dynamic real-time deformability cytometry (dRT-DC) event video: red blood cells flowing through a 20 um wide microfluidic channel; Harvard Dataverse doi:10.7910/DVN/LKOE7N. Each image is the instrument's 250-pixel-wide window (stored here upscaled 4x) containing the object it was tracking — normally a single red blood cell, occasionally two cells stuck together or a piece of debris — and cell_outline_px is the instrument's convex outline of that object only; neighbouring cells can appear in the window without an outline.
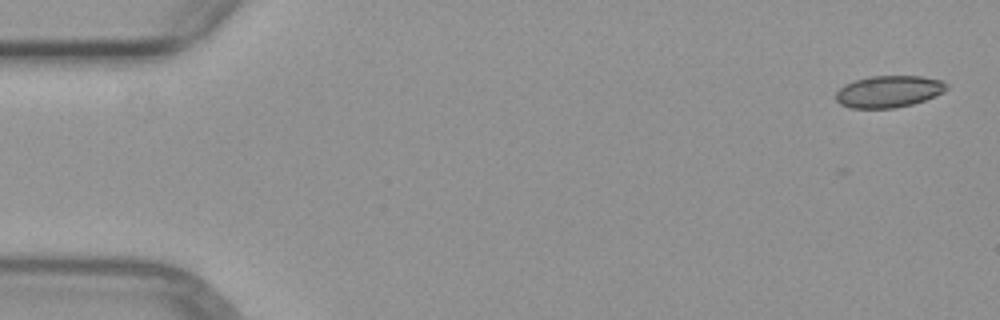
{"species": "common noctule bat (a hibernating species)", "species_latin": "Nyctalus noctula", "temperature_condition": "warm", "stored_images_in_passage": 6, "camera_frame_rate_fps": 3000, "um_per_image_px": 0.085, "animal": {"sex": "female", "body_mass_g": 29.2, "forearm_length_mm": 56.3}, "frame": {"image": 1, "passage_image": 1, "time_ms": 0.0, "image_size_px": [1000, 320], "cell_outline_px": [[948, 88], [944, 92], [936, 96], [912, 104], [896, 108], [852, 108], [840, 104], [836, 100], [836, 92], [844, 84], [868, 76], [920, 76], [944, 80], [948, 84]], "centroid_in_image_um": [75.57, 7.77], "position_along_channel_um": 9.4, "area_um2": 20.69}}
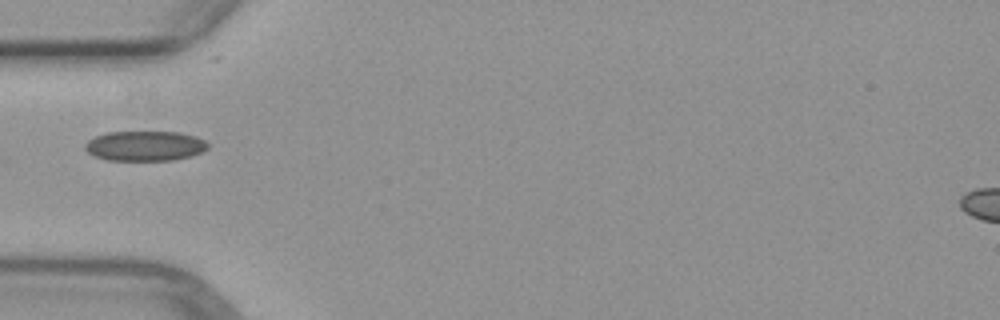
{"frame": {"image": 2, "passage_image": 5, "time_ms": 5.0, "image_size_px": [1000, 320], "cell_outline_px": [[208, 148], [200, 152], [188, 156], [172, 160], [108, 160], [92, 156], [84, 148], [84, 144], [88, 140], [96, 136], [108, 132], [180, 132], [196, 136], [204, 140], [208, 144]], "centroid_in_image_um": [12.29, 12.4], "position_along_channel_um": 72.7, "area_um2": 21.39}}
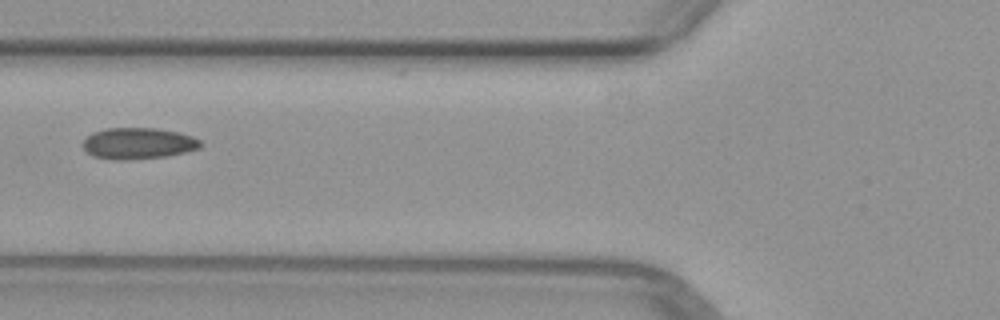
{"frame": {"image": 3, "passage_image": 6, "time_ms": 6.0, "image_size_px": [1000, 320], "cell_outline_px": [[204, 144], [200, 148], [184, 152], [164, 156], [120, 160], [116, 160], [92, 156], [84, 148], [84, 140], [92, 132], [108, 128], [156, 128], [180, 132], [192, 136], [200, 140]], "centroid_in_image_um": [11.77, 12.17], "position_along_channel_um": 114.0, "area_um2": 21.33}}